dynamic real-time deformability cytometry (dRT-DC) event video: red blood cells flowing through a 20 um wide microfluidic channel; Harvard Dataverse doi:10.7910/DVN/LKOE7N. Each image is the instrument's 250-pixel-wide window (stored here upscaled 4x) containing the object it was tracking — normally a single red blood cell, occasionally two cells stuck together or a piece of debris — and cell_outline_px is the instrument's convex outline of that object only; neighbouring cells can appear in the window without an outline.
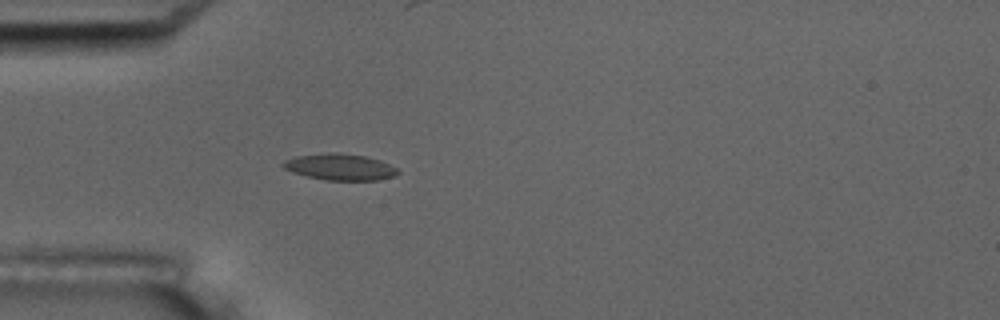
{"species": "common noctule bat (a hibernating species)", "species_latin": "Nyctalus noctula", "temperature_condition": "room temperature", "stored_images_in_passage": 4, "camera_frame_rate_fps": 3000, "um_per_image_px": 0.085, "animal": {"sex": "male", "body_mass_g": 17.5, "forearm_length_mm": 52.3}, "frame": {"image": 1, "passage_image": 4, "time_ms": 4.333, "image_size_px": [1000, 320], "cell_outline_px": [[400, 172], [396, 176], [376, 180], [324, 180], [292, 172], [284, 168], [280, 164], [284, 160], [296, 156], [332, 152], [340, 152], [364, 156], [380, 160], [396, 168]], "centroid_in_image_um": [28.89, 14.19], "position_along_channel_um": 56.1, "area_um2": 17.63}}